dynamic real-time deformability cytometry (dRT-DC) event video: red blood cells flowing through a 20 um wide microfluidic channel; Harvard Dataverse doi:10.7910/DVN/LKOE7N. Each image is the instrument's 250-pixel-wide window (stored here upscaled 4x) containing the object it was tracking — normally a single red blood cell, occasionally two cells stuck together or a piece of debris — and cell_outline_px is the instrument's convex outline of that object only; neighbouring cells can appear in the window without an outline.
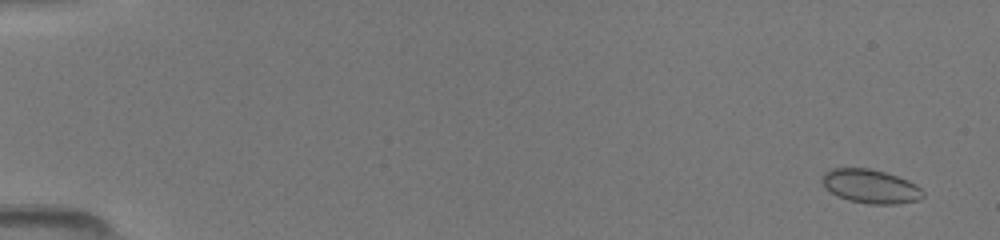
{"species": "common noctule bat (a hibernating species)", "species_latin": "Nyctalus noctula", "temperature_condition": "room temperature", "stored_images_in_passage": 51, "camera_frame_rate_fps": 3000, "um_per_image_px": 0.085, "animal": {"sex": "female", "body_mass_g": 19.5, "forearm_length_mm": 54.1}, "frame": {"image": 1, "passage_image": 3, "time_ms": 0.667, "image_size_px": [1000, 240], "cell_outline_px": [[924, 196], [920, 200], [896, 204], [868, 204], [848, 200], [836, 196], [824, 188], [820, 180], [820, 176], [824, 172], [832, 168], [868, 168], [884, 172], [908, 180], [916, 184], [924, 192]], "centroid_in_image_um": [73.95, 15.84], "position_along_channel_um": 11.0, "area_um2": 20.23}}
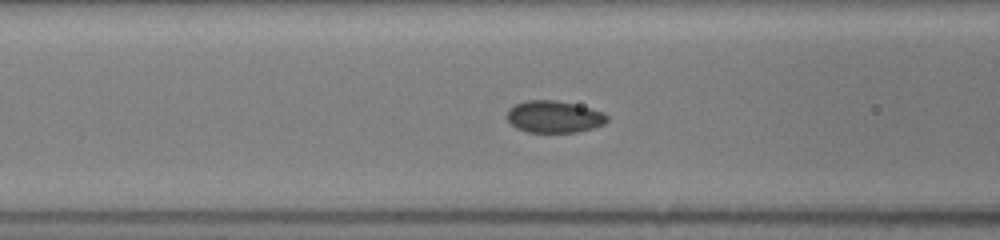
{"frame": {"image": 2, "passage_image": 22, "time_ms": 7.0, "image_size_px": [1000, 240], "cell_outline_px": [[608, 120], [604, 124], [592, 128], [576, 132], [528, 132], [516, 128], [508, 120], [508, 108], [524, 100], [556, 100], [576, 104], [592, 108], [604, 112], [608, 116]], "centroid_in_image_um": [47.12, 9.91], "position_along_channel_um": 119.5, "area_um2": 18.73}}
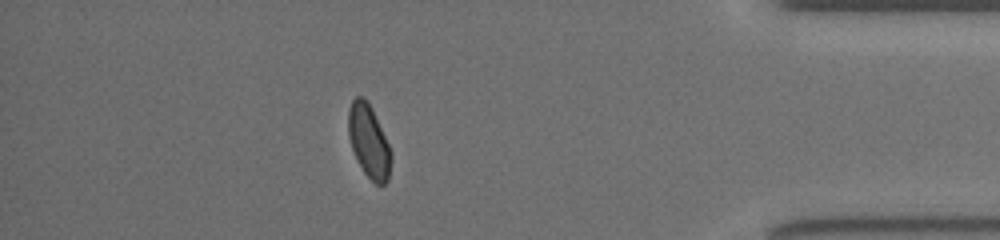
{"frame": {"image": 3, "passage_image": 45, "time_ms": 14.667, "image_size_px": [1000, 240], "cell_outline_px": [[392, 160], [388, 180], [384, 184], [376, 184], [364, 172], [356, 160], [348, 136], [348, 108], [352, 100], [356, 96], [364, 96], [368, 100], [372, 108], [392, 152]], "centroid_in_image_um": [31.34, 11.98], "position_along_channel_um": 403.9, "area_um2": 18.38}}